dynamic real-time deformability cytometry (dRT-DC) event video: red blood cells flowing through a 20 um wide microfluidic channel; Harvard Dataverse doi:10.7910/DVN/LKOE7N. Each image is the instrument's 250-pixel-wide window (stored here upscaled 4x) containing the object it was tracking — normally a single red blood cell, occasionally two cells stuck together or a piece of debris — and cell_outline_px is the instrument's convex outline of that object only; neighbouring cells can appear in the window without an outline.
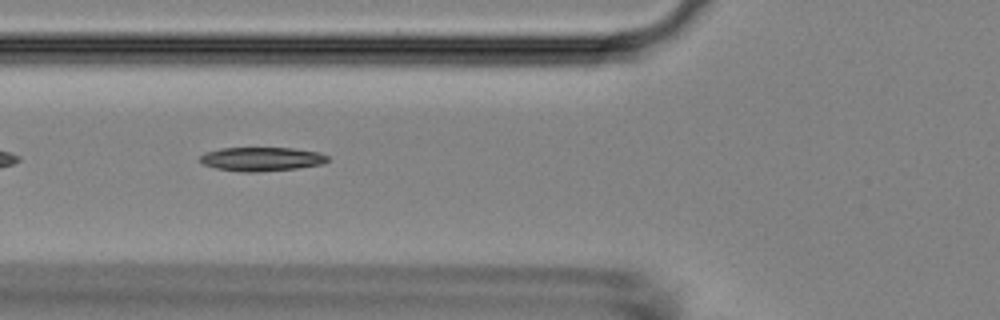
{"species": "Egyptian fruit bat (a non-hibernating species)", "species_latin": "Rousettus aegyptiacus", "temperature_condition": "room temperature", "stored_images_in_passage": 38, "camera_frame_rate_fps": 3000, "um_per_image_px": 0.085, "animal": {"sex": "female"}, "frame": {"image": 1, "passage_image": 5, "time_ms": 1.333, "image_size_px": [1000, 320], "cell_outline_px": [[328, 160], [324, 164], [300, 168], [256, 172], [240, 172], [216, 168], [204, 164], [200, 160], [200, 156], [204, 152], [220, 148], [292, 148], [320, 152], [328, 156]], "centroid_in_image_um": [22.26, 13.52], "position_along_channel_um": 103.5, "area_um2": 17.92}}
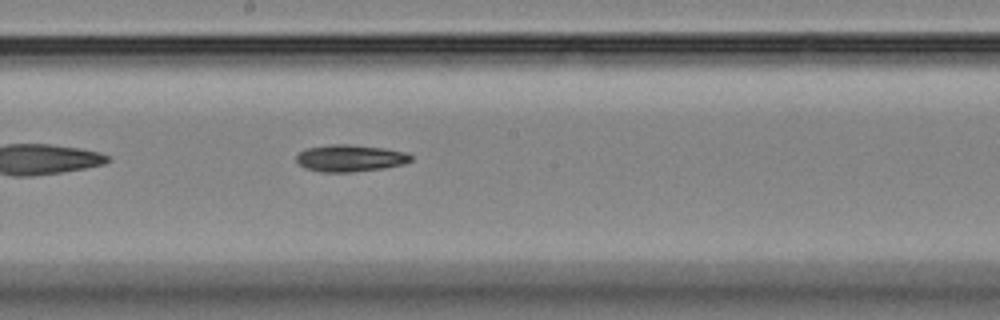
{"frame": {"image": 2, "passage_image": 14, "time_ms": 4.333, "image_size_px": [1000, 320], "cell_outline_px": [[412, 160], [404, 164], [384, 168], [352, 172], [320, 172], [304, 168], [296, 160], [296, 156], [304, 148], [332, 144], [348, 144], [384, 148], [408, 152], [412, 156]], "centroid_in_image_um": [29.77, 13.44], "position_along_channel_um": 218.4, "area_um2": 18.15}}
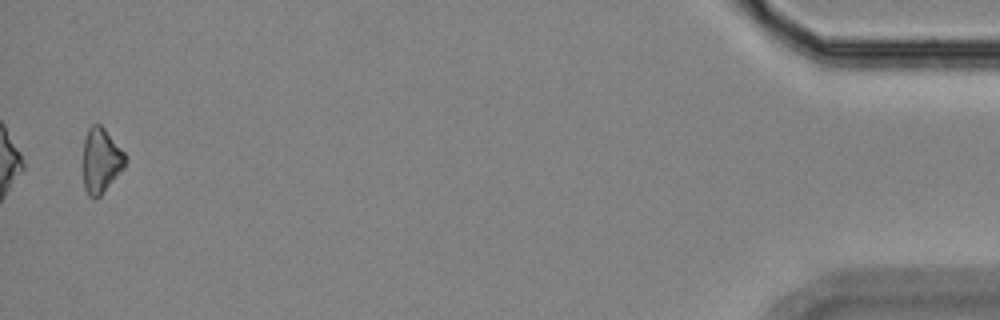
{"frame": {"image": 3, "passage_image": 37, "time_ms": 12.0, "image_size_px": [1000, 320], "cell_outline_px": [[128, 160], [124, 168], [100, 196], [96, 200], [88, 196], [84, 188], [84, 140], [88, 128], [92, 124], [100, 124], [104, 128], [128, 156]], "centroid_in_image_um": [8.61, 13.66], "position_along_channel_um": 426.6, "area_um2": 16.07}, "authors_computed_cell_mechanics": {"area_um2": 17.3978, "velocity_mm_per_s": 3.8198, "shape_relaxation_time_tau1_ms": 4.3174, "shape_relaxation_time_tau2_ms": null, "deformation_change_tau1": 0.1152, "deformation_change_tau2": null}}